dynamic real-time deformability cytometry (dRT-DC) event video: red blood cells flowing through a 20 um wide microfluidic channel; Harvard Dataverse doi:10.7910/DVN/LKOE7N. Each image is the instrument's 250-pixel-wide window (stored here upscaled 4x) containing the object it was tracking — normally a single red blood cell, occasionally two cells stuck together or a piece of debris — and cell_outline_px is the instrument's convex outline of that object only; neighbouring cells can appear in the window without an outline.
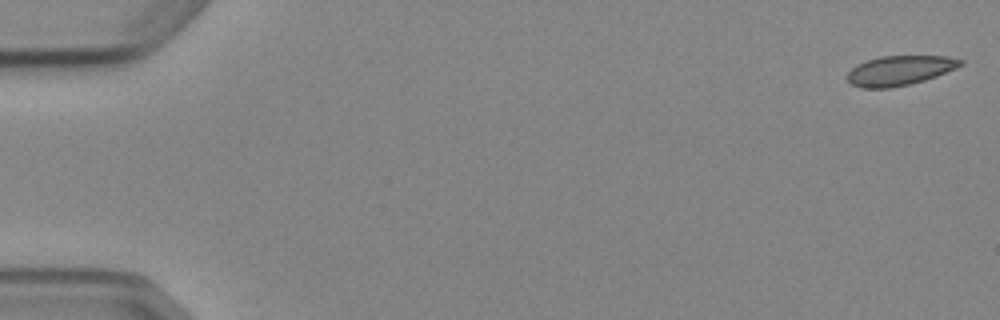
{"species": "Egyptian fruit bat (a non-hibernating species)", "species_latin": "Rousettus aegyptiacus", "temperature_condition": "cold", "stored_images_in_passage": 6, "camera_frame_rate_fps": 3000, "um_per_image_px": 0.085, "animal": {"sex": "female"}, "frame": {"image": 1, "passage_image": 1, "time_ms": 0.0, "image_size_px": [1000, 320], "cell_outline_px": [[964, 64], [956, 68], [936, 76], [924, 80], [892, 88], [860, 88], [852, 84], [848, 80], [848, 72], [856, 64], [880, 56], [948, 56], [964, 60]], "centroid_in_image_um": [76.48, 5.99], "position_along_channel_um": 8.5, "area_um2": 19.54}}
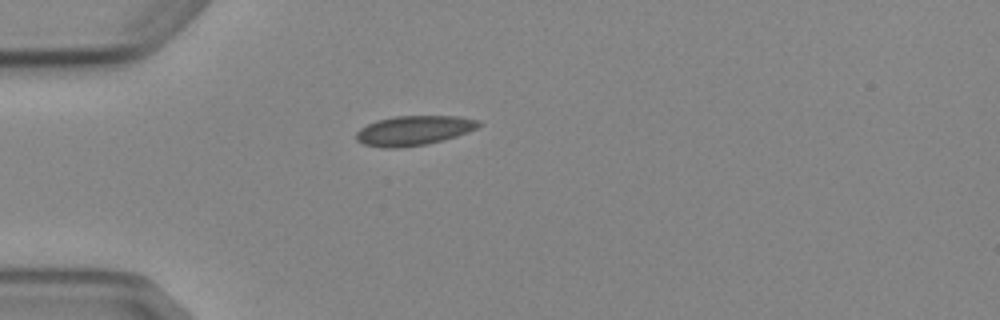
{"frame": {"image": 2, "passage_image": 5, "time_ms": 4.667, "image_size_px": [1000, 320], "cell_outline_px": [[480, 124], [476, 128], [468, 132], [456, 136], [424, 144], [400, 148], [384, 148], [364, 144], [356, 140], [356, 132], [360, 128], [376, 120], [396, 116], [460, 116], [480, 120]], "centroid_in_image_um": [35.15, 11.08], "position_along_channel_um": 49.8, "area_um2": 21.04}}